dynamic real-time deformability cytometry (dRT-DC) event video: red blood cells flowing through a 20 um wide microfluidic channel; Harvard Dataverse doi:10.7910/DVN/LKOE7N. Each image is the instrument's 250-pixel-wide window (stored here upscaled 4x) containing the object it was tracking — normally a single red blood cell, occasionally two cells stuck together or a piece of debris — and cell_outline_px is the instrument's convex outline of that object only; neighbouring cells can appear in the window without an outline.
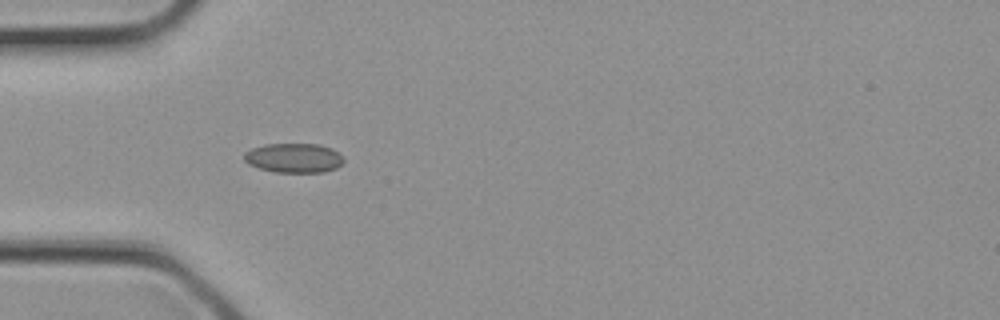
{"species": "common noctule bat (a hibernating species)", "species_latin": "Nyctalus noctula", "temperature_condition": "cold", "stored_images_in_passage": 2, "camera_frame_rate_fps": 3000, "um_per_image_px": 0.085, "animal": {"sex": "female", "body_mass_g": 21.9}, "frame": {"image": 1, "passage_image": 2, "time_ms": 0.333, "image_size_px": [1000, 320], "cell_outline_px": [[344, 160], [336, 168], [324, 172], [276, 172], [260, 168], [248, 164], [244, 160], [244, 152], [252, 148], [264, 144], [320, 144], [332, 148], [344, 156]], "centroid_in_image_um": [24.99, 13.42], "position_along_channel_um": 60.0, "area_um2": 17.17}}